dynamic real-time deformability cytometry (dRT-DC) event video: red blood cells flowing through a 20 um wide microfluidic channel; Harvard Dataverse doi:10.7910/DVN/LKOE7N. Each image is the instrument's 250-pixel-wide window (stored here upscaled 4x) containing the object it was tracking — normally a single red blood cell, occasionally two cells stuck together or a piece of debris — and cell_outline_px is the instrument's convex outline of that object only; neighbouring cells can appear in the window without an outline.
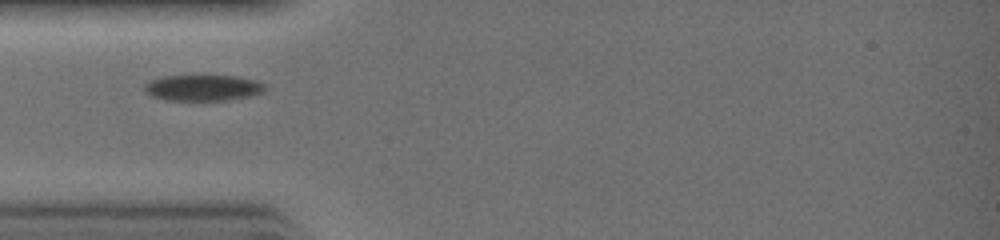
{"species": "common noctule bat (a hibernating species)", "species_latin": "Nyctalus noctula", "temperature_condition": "warm", "stored_images_in_passage": 20, "camera_frame_rate_fps": 3000, "um_per_image_px": 0.085, "animal": {"sex": "female", "body_mass_g": 19.0, "forearm_length_mm": 51.5}, "frame": {"image": 1, "passage_image": 1, "time_ms": 0.0, "image_size_px": [1000, 240], "cell_outline_px": [[264, 88], [260, 92], [252, 96], [228, 100], [168, 100], [152, 96], [144, 88], [144, 84], [152, 80], [164, 76], [236, 76], [256, 80], [264, 84]], "centroid_in_image_um": [17.26, 7.46], "position_along_channel_um": 67.7, "area_um2": 17.98}}
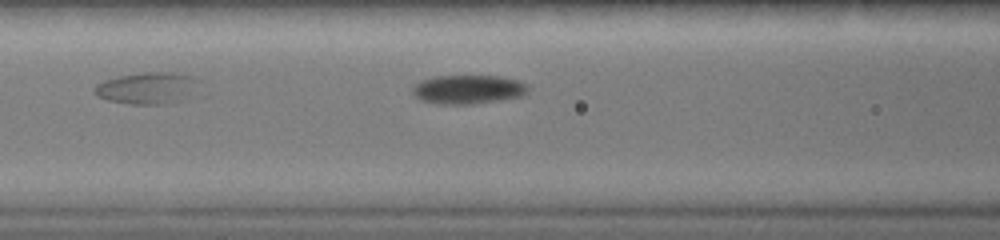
{"frame": {"image": 2, "passage_image": 4, "time_ms": 1.0, "image_size_px": [1000, 240], "cell_outline_px": [[528, 92], [520, 96], [500, 100], [472, 104], [436, 104], [420, 100], [412, 92], [412, 88], [420, 80], [436, 76], [500, 76], [520, 80], [528, 84]], "centroid_in_image_um": [39.8, 7.6], "position_along_channel_um": 126.8, "area_um2": 19.59}}
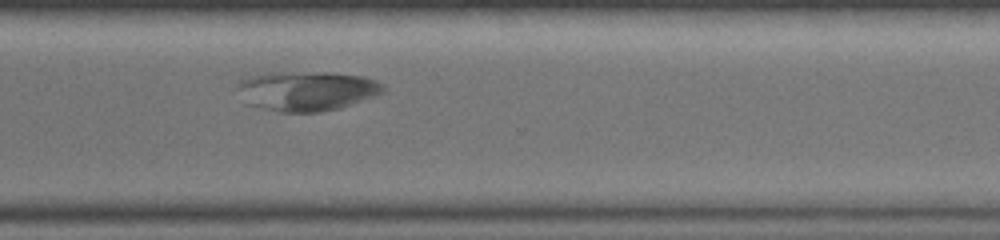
{"frame": {"image": 3, "passage_image": 15, "time_ms": 4.667, "image_size_px": [1000, 240], "cell_outline_px": [[384, 92], [352, 104], [340, 108], [320, 112], [280, 112], [256, 108], [244, 104], [236, 88], [236, 84], [240, 80], [248, 76], [268, 72], [328, 72], [364, 76], [376, 80], [384, 84]], "centroid_in_image_um": [26.0, 7.73], "position_along_channel_um": 344.6, "area_um2": 34.39}}